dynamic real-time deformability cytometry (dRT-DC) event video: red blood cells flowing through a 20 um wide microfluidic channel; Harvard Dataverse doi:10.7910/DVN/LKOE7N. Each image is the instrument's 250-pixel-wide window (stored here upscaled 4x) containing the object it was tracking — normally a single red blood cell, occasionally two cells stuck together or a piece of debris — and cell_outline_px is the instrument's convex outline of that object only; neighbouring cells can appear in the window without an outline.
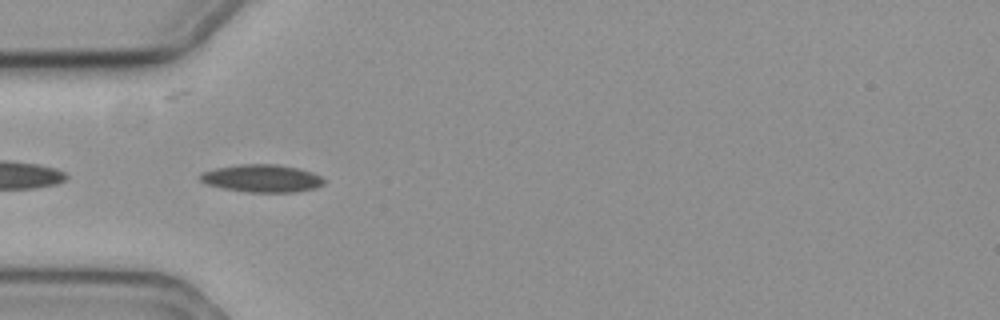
{"species": "common noctule bat (a hibernating species)", "species_latin": "Nyctalus noctula", "temperature_condition": "cold", "stored_images_in_passage": 43, "camera_frame_rate_fps": 3000, "um_per_image_px": 0.085, "animal": {"sex": "female", "body_mass_g": 19.3, "forearm_length_mm": 54.1}, "frame": {"image": 1, "passage_image": 2, "time_ms": 0.333, "image_size_px": [1000, 320], "cell_outline_px": [[324, 184], [316, 188], [296, 192], [248, 192], [224, 188], [204, 184], [200, 180], [200, 176], [204, 172], [216, 168], [244, 164], [276, 164], [296, 168], [312, 172], [320, 176], [324, 180]], "centroid_in_image_um": [22.28, 15.17], "position_along_channel_um": 62.7, "area_um2": 19.77}}
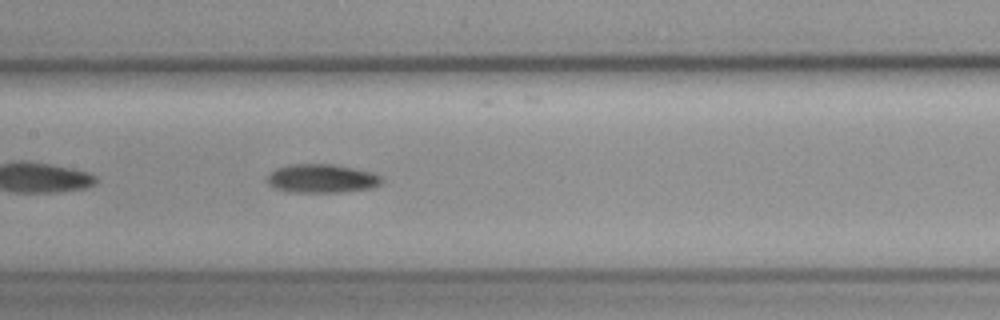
{"frame": {"image": 2, "passage_image": 12, "time_ms": 3.667, "image_size_px": [1000, 320], "cell_outline_px": [[384, 180], [380, 184], [372, 188], [340, 192], [288, 192], [272, 188], [268, 184], [268, 176], [276, 168], [296, 164], [332, 164], [372, 172], [380, 176]], "centroid_in_image_um": [27.35, 15.18], "position_along_channel_um": 180.0, "area_um2": 19.07}}
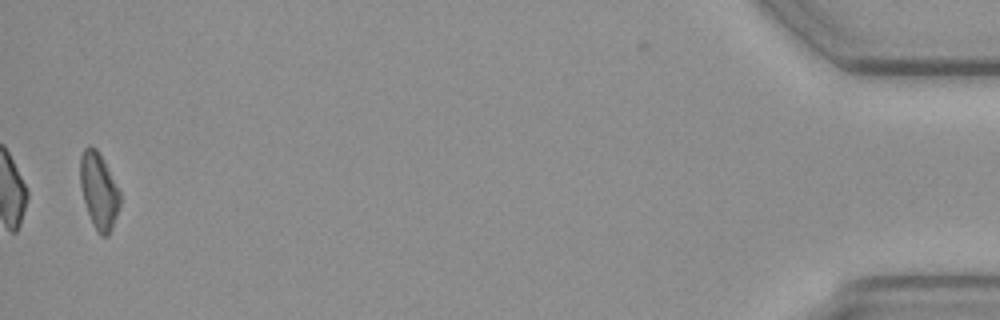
{"frame": {"image": 3, "passage_image": 41, "time_ms": 13.333, "image_size_px": [1000, 320], "cell_outline_px": [[120, 204], [112, 228], [108, 236], [100, 236], [96, 232], [92, 224], [84, 200], [80, 184], [80, 156], [84, 148], [88, 144], [96, 148], [100, 152], [120, 192]], "centroid_in_image_um": [8.39, 16.2], "position_along_channel_um": 426.8, "area_um2": 17.74}, "authors_computed_cell_mechanics": {"area_um2": 18.4382, "velocity_mm_per_s": 3.5645, "shape_relaxation_time_tau1_ms": 7.8351, "shape_relaxation_time_tau2_ms": null, "deformation_change_tau1": 0.1627, "deformation_change_tau2": null}}